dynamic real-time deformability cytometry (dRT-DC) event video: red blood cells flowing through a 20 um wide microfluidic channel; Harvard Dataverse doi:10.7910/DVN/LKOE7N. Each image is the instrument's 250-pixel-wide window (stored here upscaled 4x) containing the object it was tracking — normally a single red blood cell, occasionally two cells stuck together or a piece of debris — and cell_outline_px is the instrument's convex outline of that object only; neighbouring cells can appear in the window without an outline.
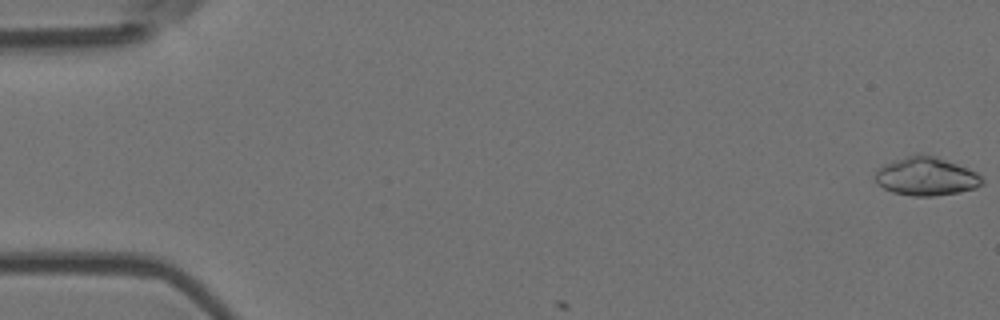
{"species": "Egyptian fruit bat (a non-hibernating species)", "species_latin": "Rousettus aegyptiacus", "temperature_condition": "room temperature", "stored_images_in_passage": 3, "camera_frame_rate_fps": 3000, "um_per_image_px": 0.085, "animal": {"sex": "female"}, "frame": {"image": 1, "passage_image": 1, "time_ms": 0.0, "image_size_px": [1000, 320], "cell_outline_px": [[984, 184], [976, 188], [956, 192], [932, 196], [912, 196], [892, 192], [884, 188], [876, 180], [876, 168], [892, 160], [920, 152], [936, 156], [968, 168], [976, 172], [984, 180]], "centroid_in_image_um": [78.72, 14.97], "position_along_channel_um": 6.3, "area_um2": 24.04}}